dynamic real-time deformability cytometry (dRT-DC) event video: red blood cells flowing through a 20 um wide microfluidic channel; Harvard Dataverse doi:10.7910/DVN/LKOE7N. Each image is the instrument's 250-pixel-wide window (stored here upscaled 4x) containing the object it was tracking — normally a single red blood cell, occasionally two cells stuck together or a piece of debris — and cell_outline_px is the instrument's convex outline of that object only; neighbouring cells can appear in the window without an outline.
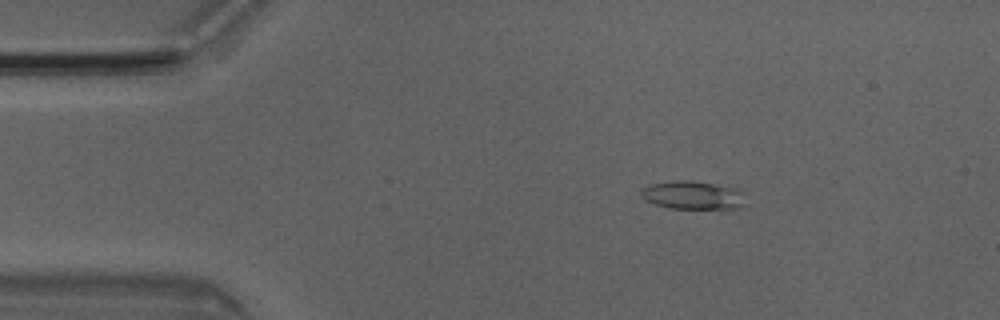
{"species": "Egyptian fruit bat (a non-hibernating species)", "species_latin": "Rousettus aegyptiacus", "temperature_condition": "room temperature", "stored_images_in_passage": 5, "camera_frame_rate_fps": 3000, "um_per_image_px": 0.085, "animal": {"sex": "male"}, "frame": {"image": 1, "passage_image": 3, "time_ms": 0.667, "image_size_px": [1000, 320], "cell_outline_px": [[744, 204], [740, 208], [668, 208], [644, 200], [640, 196], [640, 192], [648, 184], [672, 180], [692, 180], [732, 188], [740, 192]], "centroid_in_image_um": [58.78, 16.58], "position_along_channel_um": 26.2, "area_um2": 16.94}}